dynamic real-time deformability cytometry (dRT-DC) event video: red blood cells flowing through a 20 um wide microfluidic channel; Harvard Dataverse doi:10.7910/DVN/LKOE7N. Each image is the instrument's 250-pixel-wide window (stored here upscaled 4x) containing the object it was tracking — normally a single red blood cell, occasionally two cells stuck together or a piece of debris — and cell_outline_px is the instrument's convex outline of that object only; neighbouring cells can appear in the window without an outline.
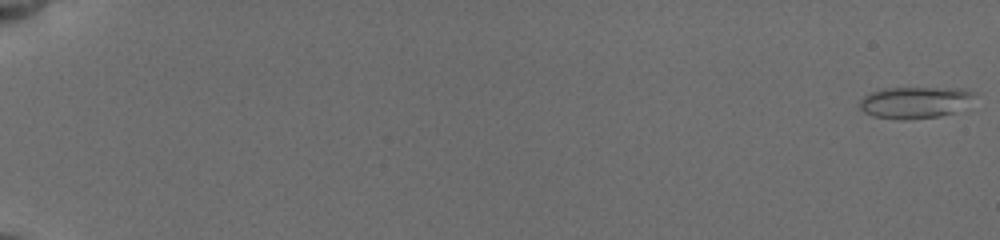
{"species": "common noctule bat (a hibernating species)", "species_latin": "Nyctalus noctula", "temperature_condition": "cold", "stored_images_in_passage": 43, "camera_frame_rate_fps": 3000, "um_per_image_px": 0.085, "animal": {"sex": "female", "body_mass_g": 19.5, "forearm_length_mm": 54.1}, "frame": {"image": 1, "passage_image": 1, "time_ms": 0.0, "image_size_px": [1000, 240], "cell_outline_px": [[980, 92], [952, 112], [940, 116], [904, 120], [900, 120], [872, 116], [864, 112], [856, 104], [868, 92], [884, 88], [968, 88]], "centroid_in_image_um": [77.7, 8.69], "position_along_channel_um": 7.3, "area_um2": 21.27}}
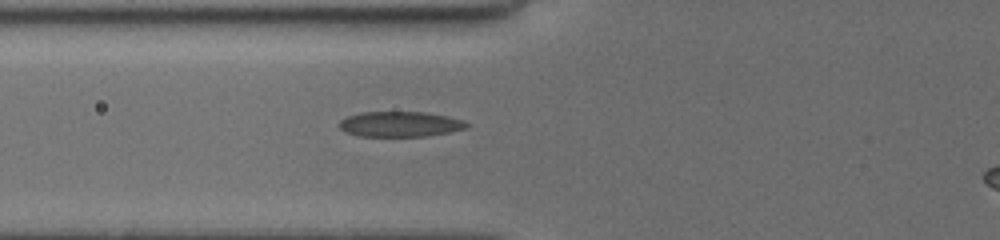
{"frame": {"image": 2, "passage_image": 33, "time_ms": 7.667, "image_size_px": [1000, 240], "cell_outline_px": [[468, 128], [428, 136], [360, 136], [344, 132], [336, 124], [340, 120], [348, 116], [360, 112], [424, 112], [448, 116], [464, 120], [468, 124]], "centroid_in_image_um": [33.98, 10.55], "position_along_channel_um": 91.8, "area_um2": 18.9}}
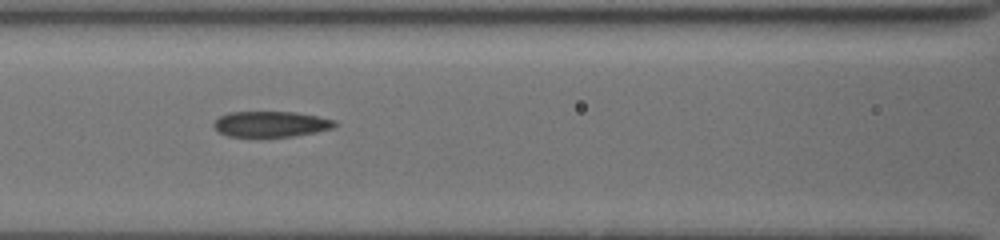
{"frame": {"image": 3, "passage_image": 39, "time_ms": 9.0, "image_size_px": [1000, 240], "cell_outline_px": [[340, 124], [336, 128], [316, 132], [292, 136], [228, 136], [220, 132], [212, 124], [220, 116], [228, 112], [296, 112], [336, 120]], "centroid_in_image_um": [23.1, 10.54], "position_along_channel_um": 143.5, "area_um2": 18.09}}